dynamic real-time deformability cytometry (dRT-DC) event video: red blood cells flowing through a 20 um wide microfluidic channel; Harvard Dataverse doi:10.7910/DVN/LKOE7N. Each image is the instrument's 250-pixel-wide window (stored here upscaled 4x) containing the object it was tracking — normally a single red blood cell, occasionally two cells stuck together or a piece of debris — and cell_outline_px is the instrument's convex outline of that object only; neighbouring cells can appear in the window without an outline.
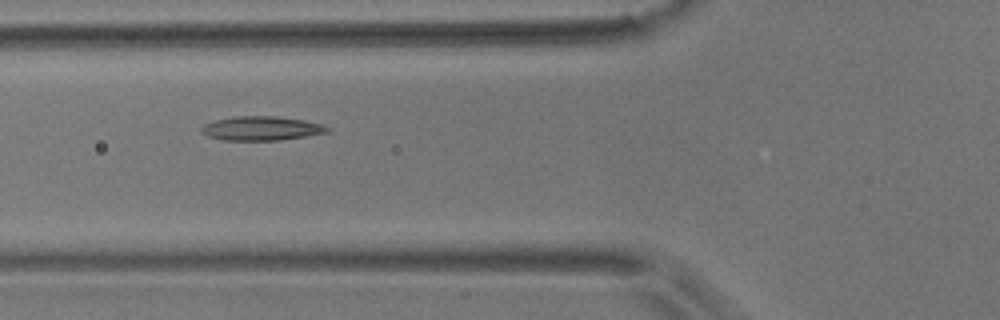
{"species": "common noctule bat (a hibernating species)", "species_latin": "Nyctalus noctula", "temperature_condition": "room temperature", "stored_images_in_passage": 4, "camera_frame_rate_fps": 3000, "um_per_image_px": 0.085, "animal": {"sex": "male", "body_mass_g": 17.9}, "frame": {"image": 1, "passage_image": 3, "time_ms": 2.333, "image_size_px": [1000, 320], "cell_outline_px": [[332, 128], [328, 132], [280, 140], [224, 140], [208, 136], [200, 132], [200, 128], [204, 124], [216, 120], [236, 116], [276, 116], [304, 120], [320, 124]], "centroid_in_image_um": [22.2, 10.91], "position_along_channel_um": 103.6, "area_um2": 17.57}}
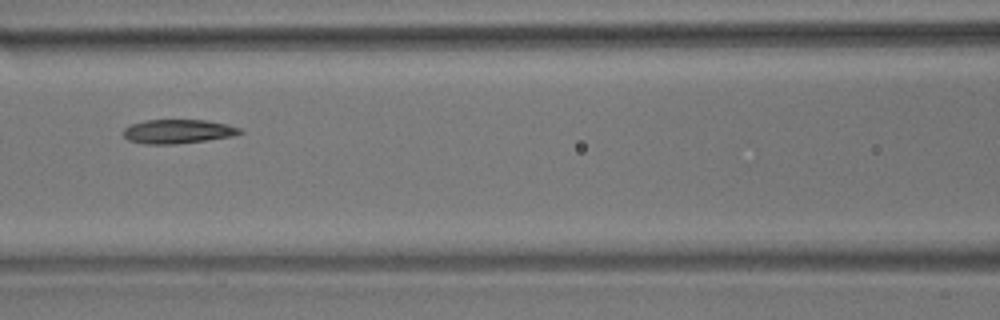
{"frame": {"image": 2, "passage_image": 4, "time_ms": 3.667, "image_size_px": [1000, 320], "cell_outline_px": [[244, 132], [232, 136], [176, 144], [144, 144], [128, 140], [124, 136], [124, 128], [132, 124], [144, 120], [204, 120], [228, 124], [240, 128]], "centroid_in_image_um": [15.11, 11.17], "position_along_channel_um": 151.5, "area_um2": 16.24}}